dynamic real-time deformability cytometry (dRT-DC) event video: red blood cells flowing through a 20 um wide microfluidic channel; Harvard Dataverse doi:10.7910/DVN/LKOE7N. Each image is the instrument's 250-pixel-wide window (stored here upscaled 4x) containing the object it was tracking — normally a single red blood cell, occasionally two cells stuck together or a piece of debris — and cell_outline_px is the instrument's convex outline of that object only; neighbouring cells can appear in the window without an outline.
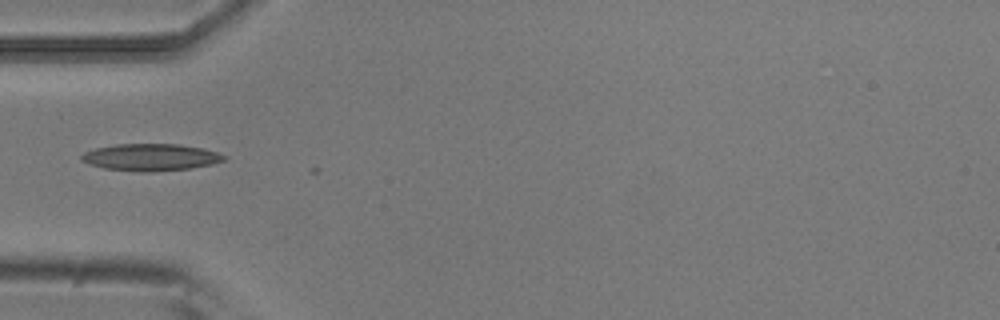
{"species": "common noctule bat (a hibernating species)", "species_latin": "Nyctalus noctula", "temperature_condition": "room temperature", "stored_images_in_passage": 5, "camera_frame_rate_fps": 3000, "um_per_image_px": 0.085, "animal": {"sex": "male", "body_mass_g": 20.5, "forearm_length_mm": 52.5}, "frame": {"image": 1, "passage_image": 5, "time_ms": 1.333, "image_size_px": [1000, 320], "cell_outline_px": [[228, 156], [224, 160], [212, 164], [192, 168], [152, 172], [140, 172], [104, 168], [80, 160], [80, 156], [84, 152], [96, 148], [116, 144], [180, 144], [204, 148]], "centroid_in_image_um": [12.84, 13.36], "position_along_channel_um": 72.2, "area_um2": 22.48}}